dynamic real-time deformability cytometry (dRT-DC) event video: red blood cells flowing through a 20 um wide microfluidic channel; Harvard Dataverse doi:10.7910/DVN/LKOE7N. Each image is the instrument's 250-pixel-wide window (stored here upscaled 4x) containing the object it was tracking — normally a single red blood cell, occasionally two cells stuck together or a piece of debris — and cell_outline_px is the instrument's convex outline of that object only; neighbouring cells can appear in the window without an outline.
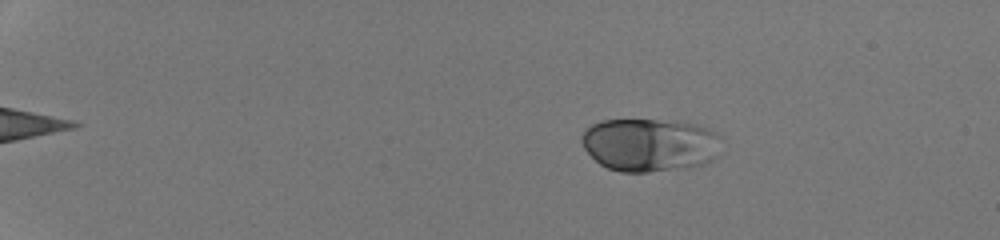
{"species": "human", "species_latin": "Homo sapiens", "temperature_condition": "room temperature", "stored_images_in_passage": 52, "camera_frame_rate_fps": 3000, "um_per_image_px": 0.085, "donor": {"sex": "male"}, "frame": {"image": 1, "passage_image": 11, "time_ms": 3.333, "image_size_px": [1000, 240], "cell_outline_px": [[724, 152], [712, 160], [704, 164], [692, 168], [648, 172], [620, 172], [608, 168], [600, 164], [584, 148], [580, 140], [580, 136], [592, 124], [604, 120], [676, 120], [696, 124], [708, 128], [716, 132], [720, 136]], "centroid_in_image_um": [55.32, 12.32], "position_along_channel_um": 29.7, "area_um2": 44.27}}
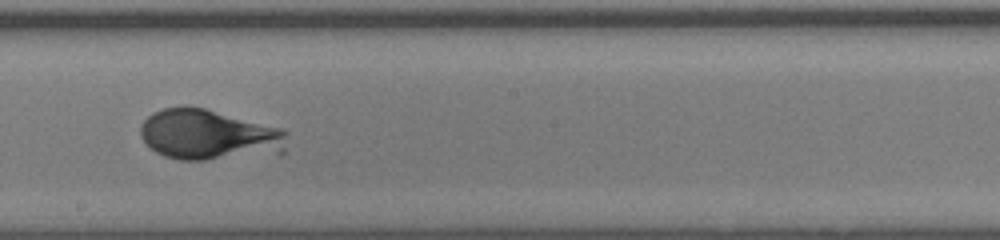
{"frame": {"image": 2, "passage_image": 34, "time_ms": 11.0, "image_size_px": [1000, 240], "cell_outline_px": [[288, 132], [284, 152], [280, 156], [204, 160], [180, 160], [164, 156], [156, 152], [140, 136], [140, 128], [144, 120], [152, 112], [164, 108], [204, 108], [280, 128]], "centroid_in_image_um": [17.84, 11.51], "position_along_channel_um": 230.4, "area_um2": 43.52}}
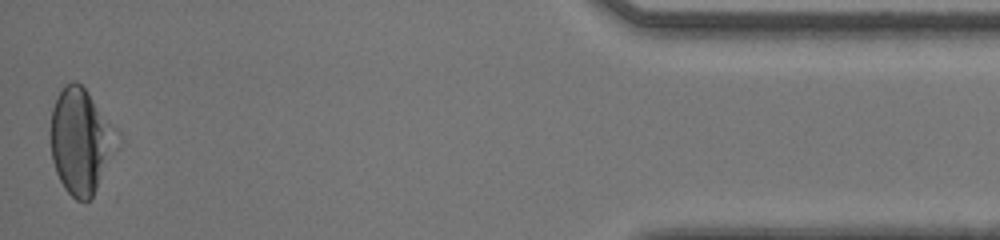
{"frame": {"image": 3, "passage_image": 52, "time_ms": 17.0, "image_size_px": [1000, 240], "cell_outline_px": [[120, 132], [96, 188], [92, 196], [88, 200], [76, 200], [64, 188], [56, 172], [52, 160], [52, 108], [64, 84], [72, 80], [76, 80], [88, 92]], "centroid_in_image_um": [6.85, 11.94], "position_along_channel_um": 428.4, "area_um2": 39.65}}